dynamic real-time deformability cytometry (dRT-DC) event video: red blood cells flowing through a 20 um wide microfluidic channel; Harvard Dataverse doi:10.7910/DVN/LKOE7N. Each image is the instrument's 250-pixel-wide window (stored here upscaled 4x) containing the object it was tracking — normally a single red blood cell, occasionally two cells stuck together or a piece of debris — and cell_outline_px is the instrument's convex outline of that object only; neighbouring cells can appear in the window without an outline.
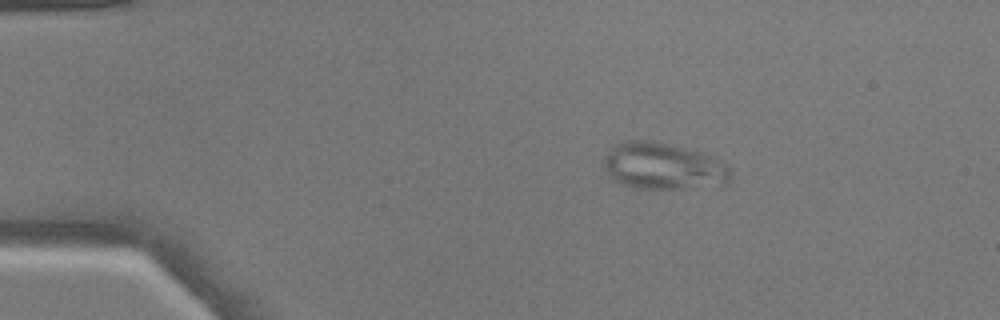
{"species": "common noctule bat (a hibernating species)", "species_latin": "Nyctalus noctula", "temperature_condition": "warm", "stored_images_in_passage": 30, "camera_frame_rate_fps": 3000, "um_per_image_px": 0.085, "animal": {"sex": "male", "body_mass_g": 17.9}, "frame": {"image": 1, "passage_image": 1, "time_ms": 0.0, "image_size_px": [1000, 320], "cell_outline_px": [[732, 172], [728, 180], [724, 184], [680, 188], [636, 188], [612, 180], [604, 164], [604, 156], [616, 144], [628, 140], [652, 140], [700, 152], [728, 164], [732, 168]], "centroid_in_image_um": [56.38, 14.11], "position_along_channel_um": 28.6, "area_um2": 34.1}}